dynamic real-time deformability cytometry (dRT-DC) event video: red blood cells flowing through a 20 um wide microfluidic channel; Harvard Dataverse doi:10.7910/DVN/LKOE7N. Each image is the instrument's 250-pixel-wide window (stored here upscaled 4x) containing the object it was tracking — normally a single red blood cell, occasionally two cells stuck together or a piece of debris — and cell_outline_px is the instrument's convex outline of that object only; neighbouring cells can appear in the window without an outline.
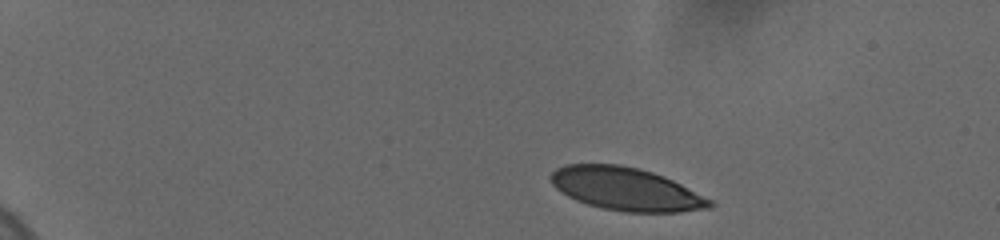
{"species": "human", "species_latin": "Homo sapiens", "temperature_condition": "cold", "stored_images_in_passage": 20, "camera_frame_rate_fps": 3000, "um_per_image_px": 0.085, "donor": {"sex": "female"}, "frame": {"image": 1, "passage_image": 1, "time_ms": 0.0, "image_size_px": [1000, 240], "cell_outline_px": [[716, 204], [712, 208], [680, 212], [624, 212], [604, 208], [588, 204], [576, 200], [568, 196], [556, 188], [552, 184], [548, 176], [556, 168], [564, 164], [620, 164], [640, 168], [664, 176], [712, 200]], "centroid_in_image_um": [53.21, 16.06], "position_along_channel_um": 31.8, "area_um2": 39.88}}
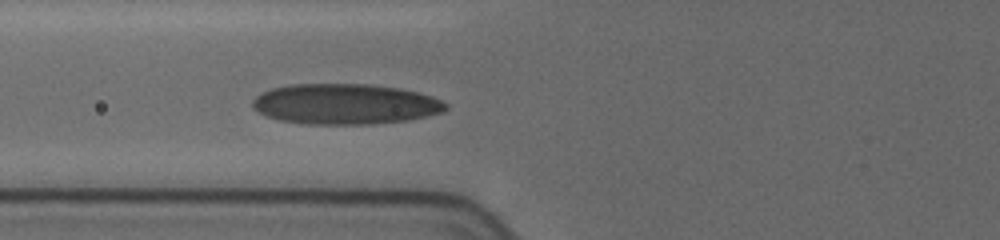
{"frame": {"image": 2, "passage_image": 15, "time_ms": 4.667, "image_size_px": [1000, 240], "cell_outline_px": [[448, 108], [444, 112], [408, 120], [372, 124], [308, 124], [280, 120], [256, 112], [252, 108], [252, 100], [256, 96], [272, 88], [292, 84], [372, 84], [400, 88], [420, 92], [432, 96], [448, 104]], "centroid_in_image_um": [29.36, 8.84], "position_along_channel_um": 96.4, "area_um2": 45.84}}
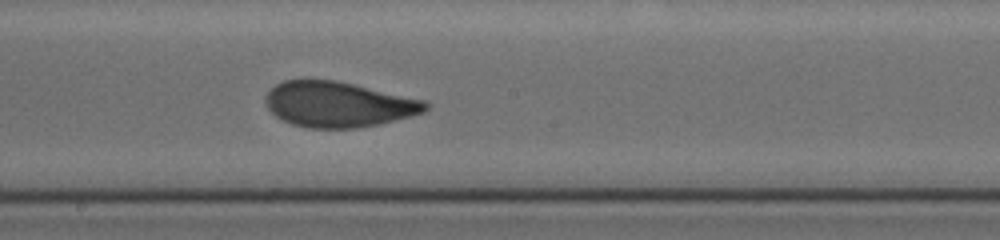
{"frame": {"image": 3, "passage_image": 20, "time_ms": 8.0, "image_size_px": [1000, 240], "cell_outline_px": [[428, 108], [424, 112], [412, 116], [376, 124], [356, 128], [308, 128], [292, 124], [280, 120], [268, 108], [264, 100], [264, 96], [276, 84], [284, 80], [336, 80], [424, 100], [428, 104]], "centroid_in_image_um": [28.72, 8.87], "position_along_channel_um": 219.5, "area_um2": 42.14}}